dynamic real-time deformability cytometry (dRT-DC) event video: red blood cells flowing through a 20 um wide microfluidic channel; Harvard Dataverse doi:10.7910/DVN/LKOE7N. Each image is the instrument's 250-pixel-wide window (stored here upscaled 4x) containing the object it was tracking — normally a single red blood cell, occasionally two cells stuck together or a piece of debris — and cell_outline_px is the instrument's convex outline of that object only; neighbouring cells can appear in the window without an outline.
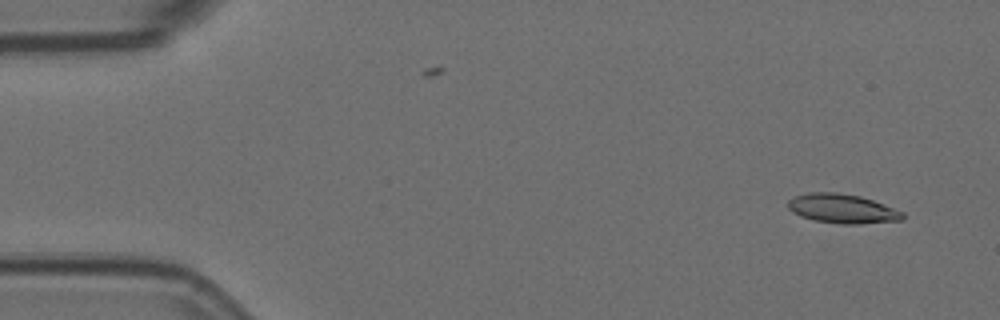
{"species": "Egyptian fruit bat (a non-hibernating species)", "species_latin": "Rousettus aegyptiacus", "temperature_condition": "room temperature", "stored_images_in_passage": 2, "camera_frame_rate_fps": 3000, "um_per_image_px": 0.085, "animal": {"sex": "female"}, "frame": {"image": 1, "passage_image": 2, "time_ms": 0.333, "image_size_px": [1000, 320], "cell_outline_px": [[904, 220], [856, 224], [840, 224], [812, 220], [800, 216], [792, 212], [788, 208], [788, 200], [792, 196], [808, 192], [836, 192], [860, 196], [872, 200], [904, 212]], "centroid_in_image_um": [71.56, 17.73], "position_along_channel_um": 13.4, "area_um2": 19.71}}